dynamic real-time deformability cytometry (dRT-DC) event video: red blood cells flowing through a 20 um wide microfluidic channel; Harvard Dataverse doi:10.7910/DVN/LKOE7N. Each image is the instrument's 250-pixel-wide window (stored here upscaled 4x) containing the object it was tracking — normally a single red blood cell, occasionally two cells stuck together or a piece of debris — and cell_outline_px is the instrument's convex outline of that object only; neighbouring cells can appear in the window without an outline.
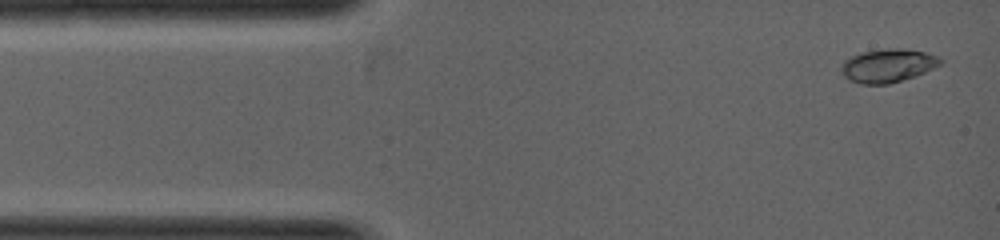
{"species": "common noctule bat (a hibernating species)", "species_latin": "Nyctalus noctula", "temperature_condition": "warm", "stored_images_in_passage": 3, "camera_frame_rate_fps": 5000, "um_per_image_px": 0.085, "animal": {"sex": "female", "body_mass_g": 19.0, "forearm_length_mm": 53.3}, "frame": {"image": 1, "passage_image": 1, "time_ms": 0.0, "image_size_px": [1000, 240], "cell_outline_px": [[944, 60], [940, 64], [924, 72], [888, 84], [860, 84], [848, 80], [844, 76], [840, 68], [844, 60], [852, 56], [864, 52], [888, 48], [900, 48], [924, 52], [936, 56]], "centroid_in_image_um": [75.42, 5.58], "position_along_channel_um": 9.6, "area_um2": 18.96}}
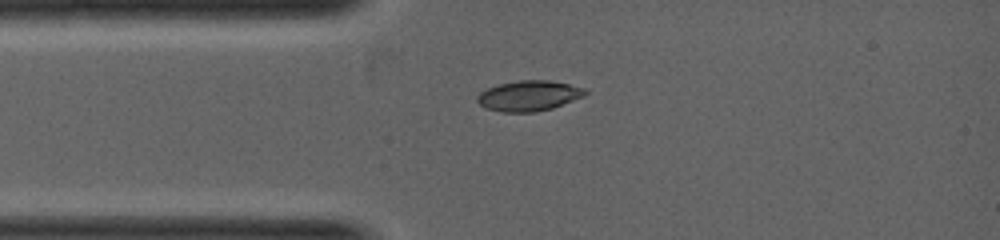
{"frame": {"image": 2, "passage_image": 3, "time_ms": 1.2, "image_size_px": [1000, 240], "cell_outline_px": [[588, 92], [584, 96], [552, 108], [536, 112], [500, 112], [488, 108], [480, 104], [476, 100], [476, 96], [480, 92], [488, 88], [500, 84], [520, 80], [548, 80], [568, 84], [584, 88]], "centroid_in_image_um": [44.95, 8.14], "position_along_channel_um": 40.1, "area_um2": 18.96}}